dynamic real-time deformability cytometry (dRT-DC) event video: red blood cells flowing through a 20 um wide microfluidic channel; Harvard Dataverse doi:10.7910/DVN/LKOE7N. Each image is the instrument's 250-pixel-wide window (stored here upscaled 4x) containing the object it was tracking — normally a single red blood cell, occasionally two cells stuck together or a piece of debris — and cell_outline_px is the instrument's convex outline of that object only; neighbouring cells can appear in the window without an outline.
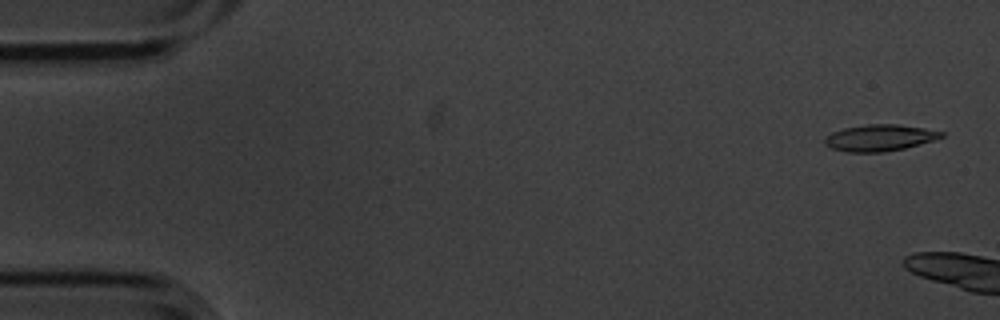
{"species": "common noctule bat (a hibernating species)", "species_latin": "Nyctalus noctula", "temperature_condition": "cold", "stored_images_in_passage": 3, "camera_frame_rate_fps": 3000, "um_per_image_px": 0.085, "animal": {"sex": "male", "body_mass_g": 20.1, "forearm_length_mm": 53.5}, "frame": {"image": 1, "passage_image": 1, "time_ms": 0.0, "image_size_px": [1000, 320], "cell_outline_px": [[944, 136], [932, 140], [904, 148], [884, 152], [848, 152], [832, 148], [824, 144], [824, 140], [832, 132], [844, 128], [868, 124], [900, 124], [924, 128], [944, 132]], "centroid_in_image_um": [74.76, 11.71], "position_along_channel_um": 10.2, "area_um2": 17.8}}